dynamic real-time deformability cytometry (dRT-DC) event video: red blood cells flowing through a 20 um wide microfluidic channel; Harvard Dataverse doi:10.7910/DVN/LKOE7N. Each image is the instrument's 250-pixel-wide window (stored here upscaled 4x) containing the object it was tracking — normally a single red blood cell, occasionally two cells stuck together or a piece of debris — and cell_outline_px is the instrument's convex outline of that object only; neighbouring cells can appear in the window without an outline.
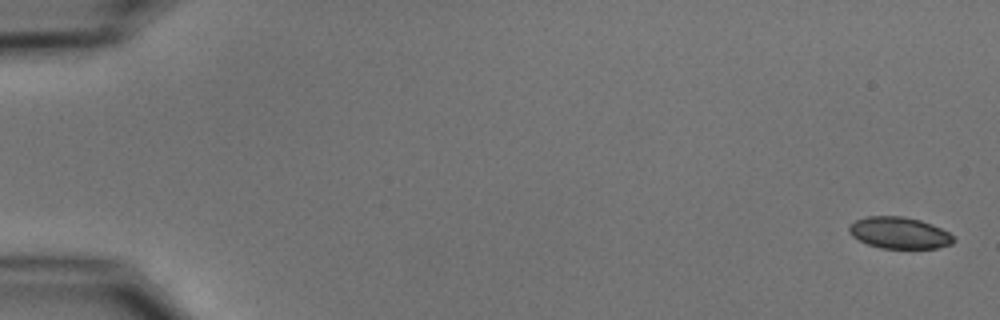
{"species": "common noctule bat (a hibernating species)", "species_latin": "Nyctalus noctula", "temperature_condition": "cold", "stored_images_in_passage": 5, "camera_frame_rate_fps": 3000, "um_per_image_px": 0.085, "animal": {"sex": "male", "body_mass_g": 15.6}, "frame": {"image": 1, "passage_image": 1, "time_ms": 0.0, "image_size_px": [1000, 320], "cell_outline_px": [[956, 240], [952, 244], [936, 248], [880, 248], [868, 244], [852, 236], [848, 232], [848, 224], [856, 220], [868, 216], [904, 216], [920, 220], [932, 224], [948, 232]], "centroid_in_image_um": [76.42, 19.79], "position_along_channel_um": 8.6, "area_um2": 19.25}}